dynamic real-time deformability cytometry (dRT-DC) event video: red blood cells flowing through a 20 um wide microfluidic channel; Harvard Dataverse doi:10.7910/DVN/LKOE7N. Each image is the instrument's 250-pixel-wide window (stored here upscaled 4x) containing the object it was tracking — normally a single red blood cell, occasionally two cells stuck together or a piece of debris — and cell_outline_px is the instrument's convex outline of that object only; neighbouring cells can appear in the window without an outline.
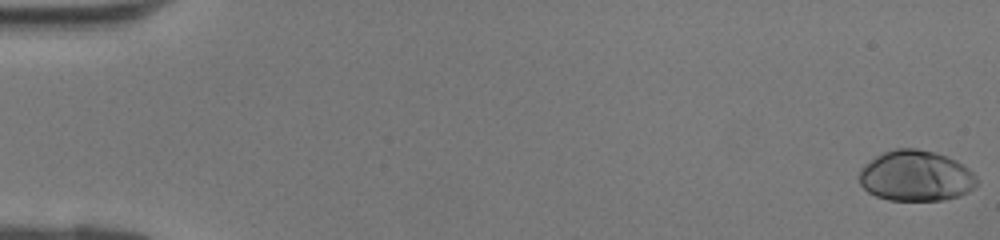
{"species": "human", "species_latin": "Homo sapiens", "temperature_condition": "room temperature", "stored_images_in_passage": 42, "camera_frame_rate_fps": 3000, "um_per_image_px": 0.085, "donor": {"sex": "female"}, "frame": {"image": 1, "passage_image": 1, "time_ms": 0.0, "image_size_px": [1000, 240], "cell_outline_px": [[980, 180], [976, 188], [960, 196], [944, 200], [888, 200], [876, 196], [868, 192], [860, 184], [860, 168], [864, 164], [876, 156], [884, 152], [896, 148], [916, 148], [936, 152], [956, 160], [968, 168]], "centroid_in_image_um": [77.88, 14.95], "position_along_channel_um": 7.1, "area_um2": 35.08}}
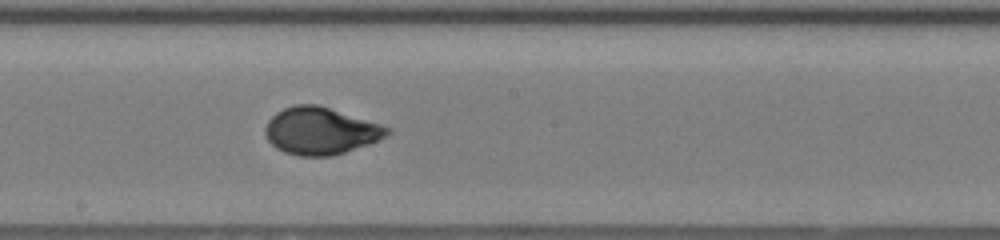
{"frame": {"image": 2, "passage_image": 24, "time_ms": 7.667, "image_size_px": [1000, 240], "cell_outline_px": [[392, 132], [368, 144], [332, 156], [300, 156], [284, 152], [276, 148], [268, 140], [264, 132], [264, 128], [268, 120], [276, 112], [284, 108], [296, 104], [316, 104], [380, 124], [392, 128]], "centroid_in_image_um": [27.21, 11.13], "position_along_channel_um": 221.0, "area_um2": 33.23}}
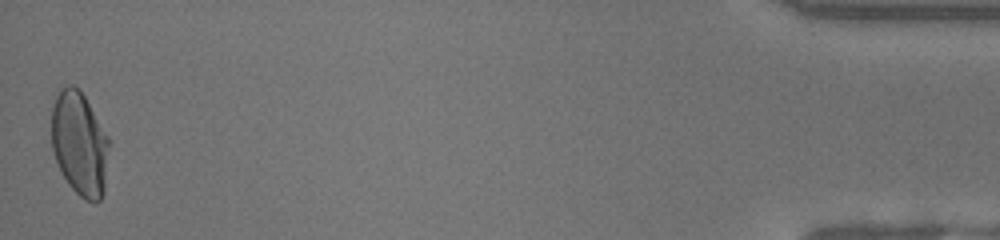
{"frame": {"image": 3, "passage_image": 42, "time_ms": 13.667, "image_size_px": [1000, 240], "cell_outline_px": [[108, 144], [104, 192], [100, 200], [96, 204], [84, 200], [68, 184], [60, 172], [52, 148], [52, 104], [60, 88], [72, 84], [80, 88], [108, 136]], "centroid_in_image_um": [6.75, 12.21], "position_along_channel_um": 428.5, "area_um2": 34.97}}